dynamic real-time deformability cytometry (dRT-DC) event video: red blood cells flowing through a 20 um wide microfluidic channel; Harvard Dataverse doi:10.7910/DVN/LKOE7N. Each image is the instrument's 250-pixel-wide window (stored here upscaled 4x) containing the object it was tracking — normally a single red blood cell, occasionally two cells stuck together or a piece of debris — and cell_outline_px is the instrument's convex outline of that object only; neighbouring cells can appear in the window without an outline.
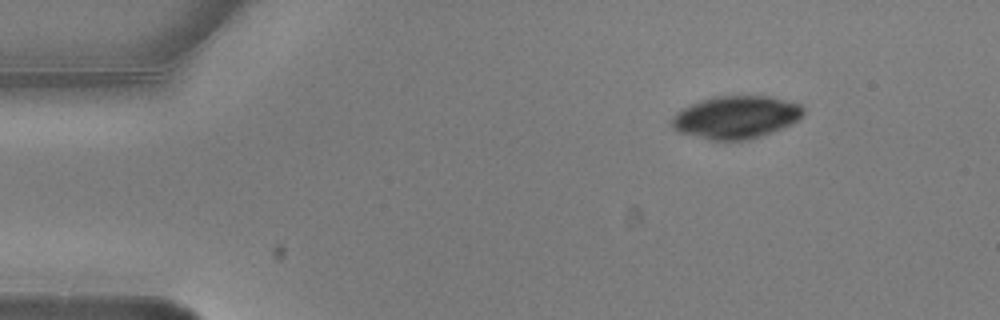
{"species": "common noctule bat (a hibernating species)", "species_latin": "Nyctalus noctula", "temperature_condition": "warm", "stored_images_in_passage": 5, "camera_frame_rate_fps": 3000, "um_per_image_px": 0.085, "animal": {"sex": "male", "body_mass_g": 20.5, "forearm_length_mm": 52.5}, "frame": {"image": 1, "passage_image": 1, "time_ms": 0.0, "image_size_px": [1000, 320], "cell_outline_px": [[804, 116], [800, 120], [784, 128], [748, 140], [712, 140], [680, 132], [672, 128], [672, 116], [680, 108], [700, 100], [712, 96], [772, 96], [800, 104], [804, 108]], "centroid_in_image_um": [62.59, 9.95], "position_along_channel_um": 22.4, "area_um2": 33.06}}